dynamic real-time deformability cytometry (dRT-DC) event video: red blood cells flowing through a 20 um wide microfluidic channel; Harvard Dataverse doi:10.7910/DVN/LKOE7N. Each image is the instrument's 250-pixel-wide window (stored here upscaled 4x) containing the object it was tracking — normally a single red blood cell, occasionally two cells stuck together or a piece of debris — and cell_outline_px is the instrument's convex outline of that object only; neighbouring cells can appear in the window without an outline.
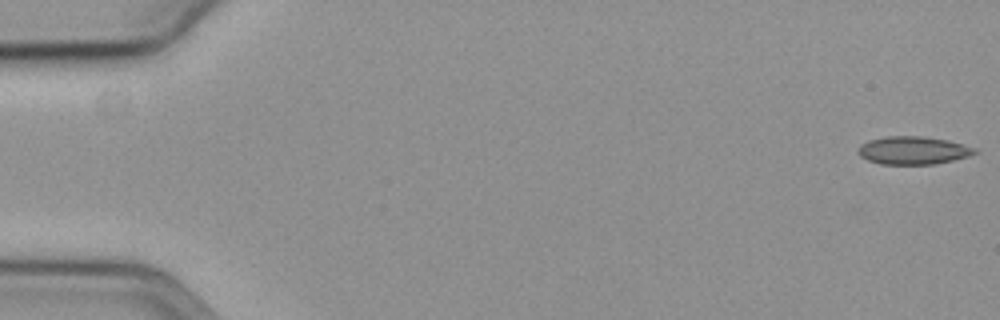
{"species": "common noctule bat (a hibernating species)", "species_latin": "Nyctalus noctula", "temperature_condition": "cold", "stored_images_in_passage": 58, "camera_frame_rate_fps": 3000, "um_per_image_px": 0.085, "animal": {"sex": "female", "body_mass_g": 19.3, "forearm_length_mm": 54.1}, "frame": {"image": 1, "passage_image": 1, "time_ms": 0.0, "image_size_px": [1000, 320], "cell_outline_px": [[980, 152], [968, 156], [936, 164], [880, 164], [868, 160], [860, 156], [856, 152], [856, 148], [860, 144], [868, 140], [888, 136], [920, 136], [948, 140], [976, 148]], "centroid_in_image_um": [77.59, 12.78], "position_along_channel_um": 7.4, "area_um2": 19.13}}
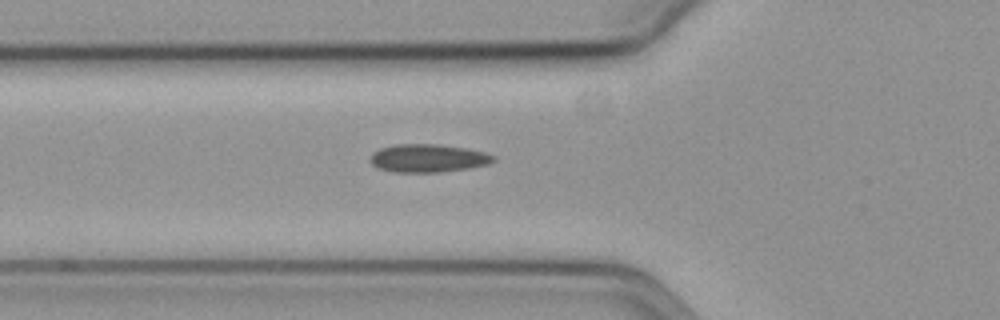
{"frame": {"image": 2, "passage_image": 21, "time_ms": 6.667, "image_size_px": [1000, 320], "cell_outline_px": [[496, 160], [488, 164], [468, 168], [440, 172], [392, 172], [376, 168], [368, 160], [372, 152], [380, 148], [396, 144], [436, 144], [468, 148], [484, 152], [496, 156]], "centroid_in_image_um": [36.35, 13.44], "position_along_channel_um": 89.4, "area_um2": 20.4}}
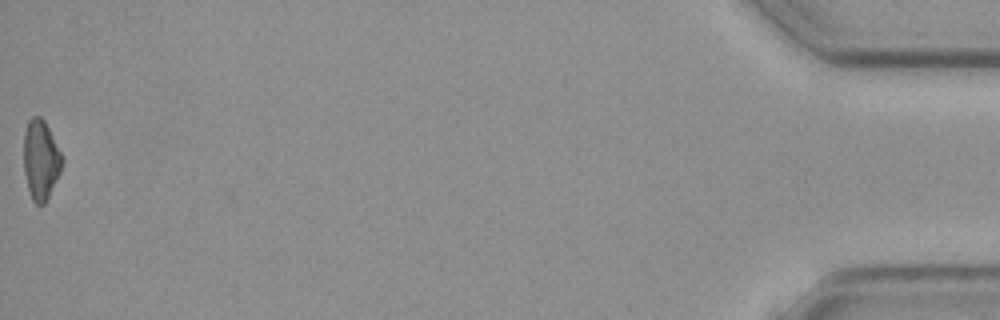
{"frame": {"image": 3, "passage_image": 58, "time_ms": 19.0, "image_size_px": [1000, 320], "cell_outline_px": [[64, 160], [60, 172], [44, 204], [36, 204], [32, 200], [28, 188], [24, 172], [24, 132], [28, 120], [32, 116], [40, 116], [44, 120]], "centroid_in_image_um": [3.45, 13.57], "position_along_channel_um": 431.8, "area_um2": 17.57}}